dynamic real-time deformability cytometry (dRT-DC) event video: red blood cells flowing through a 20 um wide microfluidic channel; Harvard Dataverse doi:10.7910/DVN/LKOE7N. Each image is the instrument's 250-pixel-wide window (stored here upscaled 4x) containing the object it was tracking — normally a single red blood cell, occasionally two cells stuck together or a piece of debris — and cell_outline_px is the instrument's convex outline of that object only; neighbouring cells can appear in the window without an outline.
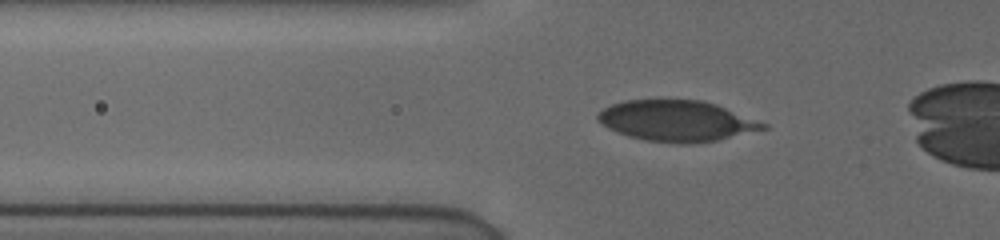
{"species": "human", "species_latin": "Homo sapiens", "temperature_condition": "cold", "stored_images_in_passage": 44, "camera_frame_rate_fps": 3000, "um_per_image_px": 0.085, "donor": {"sex": "female"}, "frame": {"image": 1, "passage_image": 14, "time_ms": 4.333, "image_size_px": [1000, 240], "cell_outline_px": [[768, 128], [716, 140], [688, 144], [676, 144], [644, 140], [628, 136], [616, 132], [608, 128], [596, 120], [596, 116], [604, 108], [612, 104], [624, 100], [656, 96], [704, 100], [716, 104], [768, 124]], "centroid_in_image_um": [57.46, 10.22], "position_along_channel_um": 68.3, "area_um2": 40.46}}
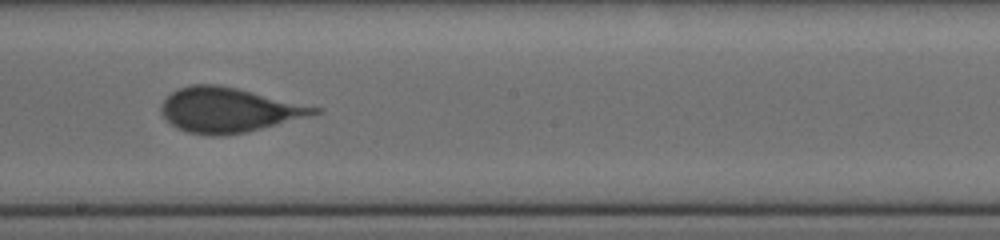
{"frame": {"image": 2, "passage_image": 27, "time_ms": 8.667, "image_size_px": [1000, 240], "cell_outline_px": [[320, 112], [308, 116], [244, 132], [224, 136], [212, 136], [188, 132], [176, 128], [160, 112], [160, 104], [176, 88], [192, 84], [216, 84], [236, 88], [320, 108]], "centroid_in_image_um": [19.34, 9.34], "position_along_channel_um": 228.9, "area_um2": 39.25}}
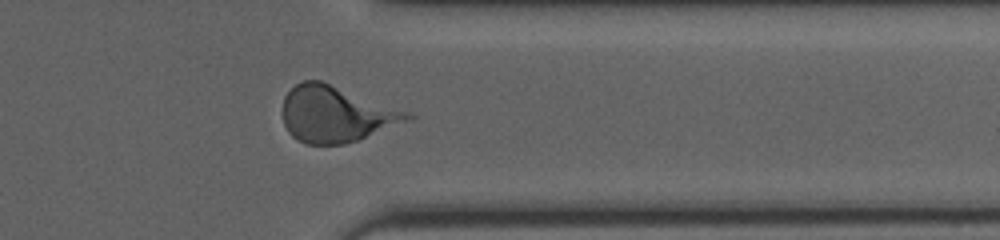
{"frame": {"image": 3, "passage_image": 39, "time_ms": 12.667, "image_size_px": [1000, 240], "cell_outline_px": [[416, 116], [356, 140], [344, 144], [304, 144], [296, 140], [288, 132], [284, 124], [284, 96], [296, 84], [304, 80], [320, 80], [408, 112]], "centroid_in_image_um": [28.48, 9.7], "position_along_channel_um": 382.9, "area_um2": 39.77}}